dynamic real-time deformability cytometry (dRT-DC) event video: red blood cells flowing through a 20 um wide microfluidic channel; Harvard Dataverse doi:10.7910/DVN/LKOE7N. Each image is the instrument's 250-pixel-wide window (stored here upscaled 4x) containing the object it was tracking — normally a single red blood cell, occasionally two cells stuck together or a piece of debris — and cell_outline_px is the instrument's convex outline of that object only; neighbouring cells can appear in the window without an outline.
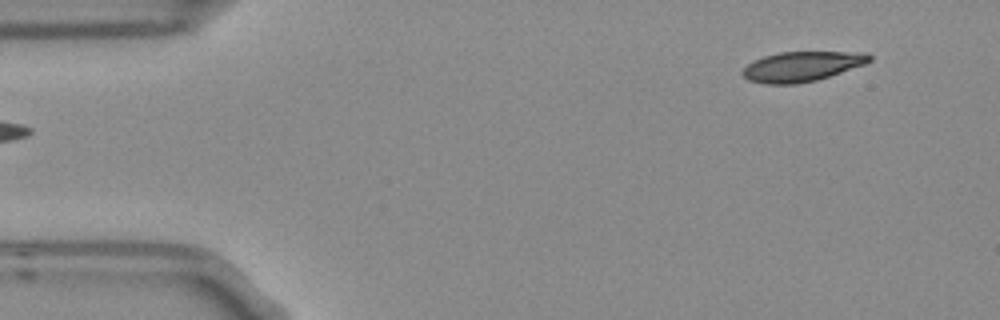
{"species": "Egyptian fruit bat (a non-hibernating species)", "species_latin": "Rousettus aegyptiacus", "temperature_condition": "room temperature", "stored_images_in_passage": 6, "segment_of_instrument_passage": [2, 2], "camera_frame_rate_fps": 3000, "um_per_image_px": 0.085, "frame": {"image": 1, "passage_image": 6, "time_ms": 1.667, "image_size_px": [1000, 320], "cell_outline_px": [[872, 60], [864, 64], [816, 80], [796, 84], [764, 84], [748, 80], [740, 72], [752, 60], [764, 56], [780, 52], [868, 52], [872, 56]], "centroid_in_image_um": [68.13, 5.64], "position_along_channel_um": 16.9, "area_um2": 22.08}}